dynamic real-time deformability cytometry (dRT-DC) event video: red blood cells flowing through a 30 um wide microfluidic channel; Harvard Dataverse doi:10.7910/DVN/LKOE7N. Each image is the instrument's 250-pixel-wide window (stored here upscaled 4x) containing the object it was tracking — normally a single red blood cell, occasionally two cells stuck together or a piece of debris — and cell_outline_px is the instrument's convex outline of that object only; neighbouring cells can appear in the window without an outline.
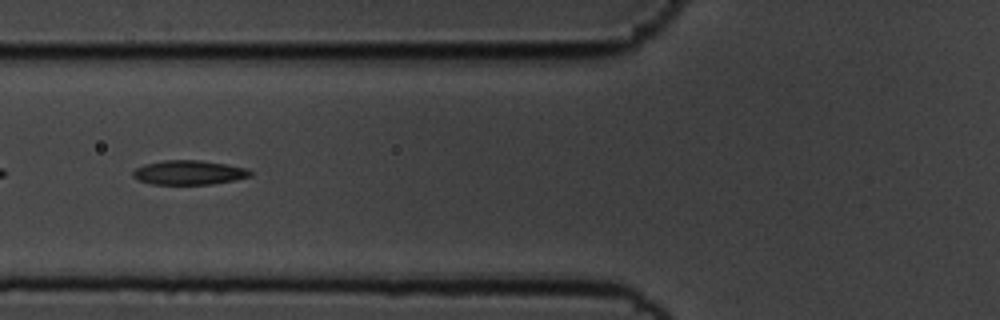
{"species": "common noctule bat (a hibernating species)", "species_latin": "Nyctalus noctula", "temperature_condition": "cold", "stored_images_in_passage": 56, "segment_of_instrument_passage": [2, 2], "camera_frame_rate_fps": 3000, "um_per_image_px": 0.085, "animal": {"sex": "male", "body_mass_g": 19.5, "forearm_length_mm": 54.6}, "frame": {"image": 1, "passage_image": 22, "time_ms": 7.0, "image_size_px": [1000, 320], "cell_outline_px": [[252, 176], [236, 180], [212, 184], [152, 184], [136, 180], [132, 176], [132, 172], [136, 168], [144, 164], [164, 160], [200, 160], [224, 164], [244, 168], [252, 172]], "centroid_in_image_um": [16.02, 14.67], "position_along_channel_um": 109.8, "area_um2": 16.65}}
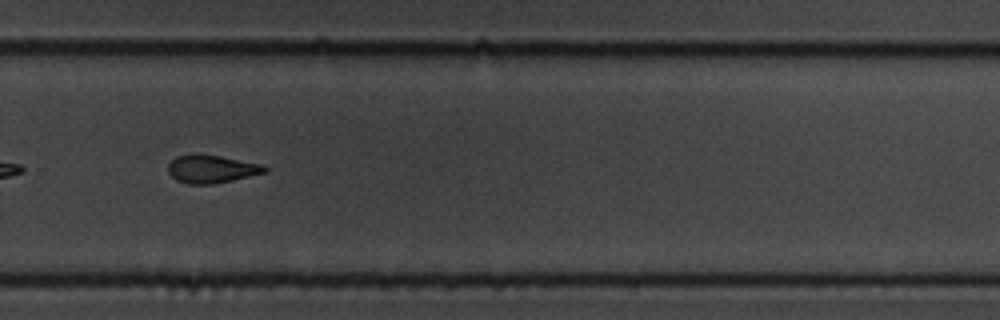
{"frame": {"image": 2, "passage_image": 39, "time_ms": 12.667, "image_size_px": [1000, 320], "cell_outline_px": [[268, 172], [232, 180], [212, 184], [188, 184], [176, 180], [168, 172], [168, 164], [176, 156], [220, 156], [264, 164], [268, 168]], "centroid_in_image_um": [18.04, 14.39], "position_along_channel_um": 311.8, "area_um2": 15.43}}
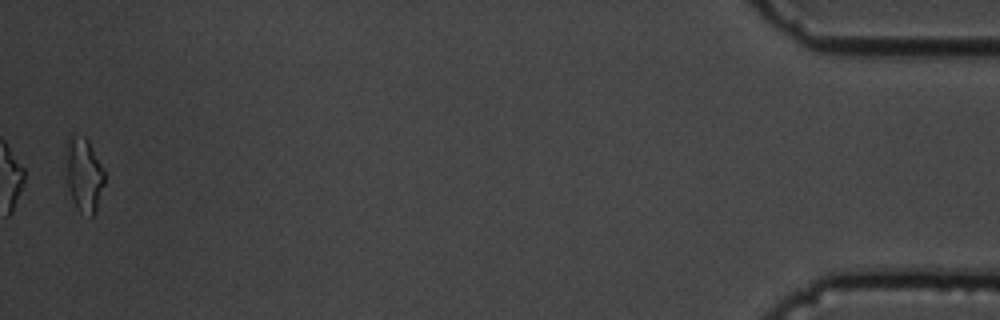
{"frame": {"image": 3, "passage_image": 56, "time_ms": 18.333, "image_size_px": [1000, 320], "cell_outline_px": [[104, 184], [96, 208], [92, 216], [80, 212], [76, 208], [72, 200], [68, 188], [64, 148], [64, 140], [68, 132], [72, 132], [84, 136], [88, 140], [104, 168]], "centroid_in_image_um": [7.07, 14.71], "position_along_channel_um": 428.1, "area_um2": 17.28}}